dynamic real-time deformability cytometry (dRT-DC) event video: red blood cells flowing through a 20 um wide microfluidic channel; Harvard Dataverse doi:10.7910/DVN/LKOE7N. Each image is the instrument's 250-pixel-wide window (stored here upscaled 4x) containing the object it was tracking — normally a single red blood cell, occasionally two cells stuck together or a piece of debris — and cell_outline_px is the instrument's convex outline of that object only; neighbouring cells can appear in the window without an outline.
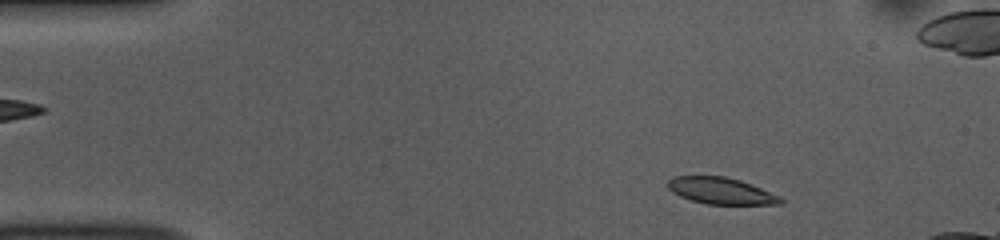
{"species": "common noctule bat (a hibernating species)", "species_latin": "Nyctalus noctula", "temperature_condition": "room temperature", "stored_images_in_passage": 48, "camera_frame_rate_fps": 3000, "um_per_image_px": 0.085, "animal": {"sex": "female", "body_mass_g": 10.0, "forearm_length_mm": 53.1}, "frame": {"image": 1, "passage_image": 4, "time_ms": 1.0, "image_size_px": [1000, 240], "cell_outline_px": [[784, 204], [704, 204], [680, 196], [672, 192], [668, 188], [668, 180], [672, 176], [724, 176], [740, 180], [752, 184], [780, 196], [784, 200]], "centroid_in_image_um": [61.29, 16.22], "position_along_channel_um": 23.7, "area_um2": 17.51}}
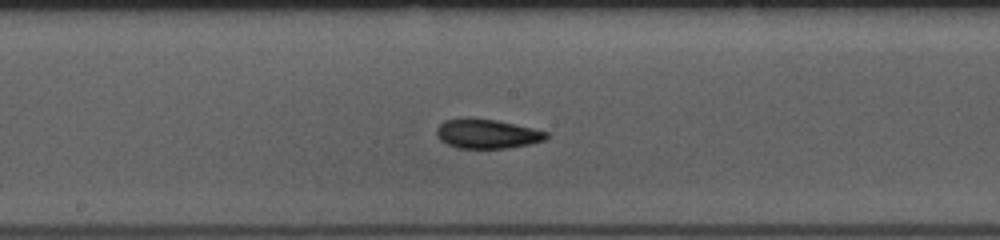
{"frame": {"image": 2, "passage_image": 24, "time_ms": 7.667, "image_size_px": [1000, 240], "cell_outline_px": [[548, 136], [544, 140], [528, 144], [508, 148], [460, 148], [448, 144], [440, 140], [436, 136], [436, 128], [444, 120], [468, 116], [496, 120], [532, 128], [548, 132]], "centroid_in_image_um": [41.34, 11.35], "position_along_channel_um": 206.9, "area_um2": 18.9}}
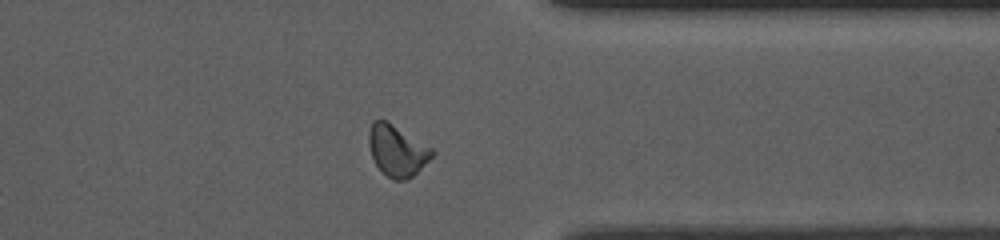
{"frame": {"image": 3, "passage_image": 38, "time_ms": 12.333, "image_size_px": [1000, 240], "cell_outline_px": [[436, 152], [408, 180], [392, 180], [376, 164], [372, 156], [368, 144], [368, 132], [372, 120], [384, 120], [432, 148]], "centroid_in_image_um": [33.72, 12.81], "position_along_channel_um": 377.7, "area_um2": 18.38}, "authors_computed_cell_mechanics": {"area_um2": 18.4382, "velocity_mm_per_s": 3.7992, "shape_relaxation_time_tau1_ms": 4.401, "shape_relaxation_time_tau2_ms": 4.8245, "deformation_change_tau1": 0.1419, "deformation_change_tau2": 0.1097}}